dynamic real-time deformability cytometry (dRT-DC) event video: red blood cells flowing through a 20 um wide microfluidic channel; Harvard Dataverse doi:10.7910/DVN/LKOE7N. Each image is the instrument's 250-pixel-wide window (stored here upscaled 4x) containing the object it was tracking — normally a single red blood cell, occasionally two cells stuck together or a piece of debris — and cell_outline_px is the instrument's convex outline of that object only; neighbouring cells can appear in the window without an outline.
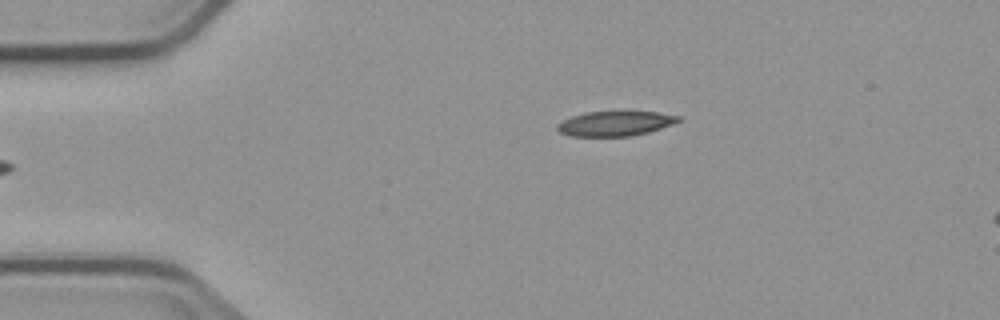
{"species": "common noctule bat (a hibernating species)", "species_latin": "Nyctalus noctula", "temperature_condition": "cold", "stored_images_in_passage": 3, "camera_frame_rate_fps": 3000, "um_per_image_px": 0.085, "animal": {"sex": "male", "body_mass_g": 23.1, "forearm_length_mm": 52.7}, "frame": {"image": 1, "passage_image": 1, "time_ms": 0.0, "image_size_px": [1000, 320], "cell_outline_px": [[680, 120], [672, 124], [648, 132], [632, 136], [568, 136], [560, 132], [556, 128], [556, 124], [572, 116], [584, 112], [656, 112], [680, 116]], "centroid_in_image_um": [52.25, 10.5], "position_along_channel_um": 32.8, "area_um2": 17.34}}